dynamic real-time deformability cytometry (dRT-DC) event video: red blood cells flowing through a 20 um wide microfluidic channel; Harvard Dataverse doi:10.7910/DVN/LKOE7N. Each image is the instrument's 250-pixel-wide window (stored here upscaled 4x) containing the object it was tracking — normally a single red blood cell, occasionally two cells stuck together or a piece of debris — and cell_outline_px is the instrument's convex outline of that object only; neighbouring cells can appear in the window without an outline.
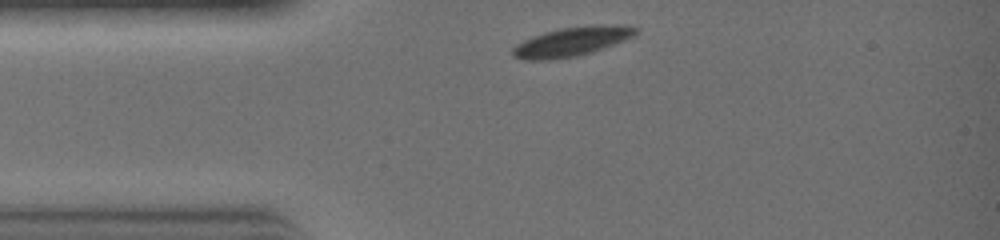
{"species": "common noctule bat (a hibernating species)", "species_latin": "Nyctalus noctula", "temperature_condition": "warm", "stored_images_in_passage": 21, "camera_frame_rate_fps": 3000, "um_per_image_px": 0.085, "animal": {"sex": "female", "body_mass_g": 19.0, "forearm_length_mm": 51.5}, "frame": {"image": 1, "passage_image": 1, "time_ms": 0.0, "image_size_px": [1000, 240], "cell_outline_px": [[640, 32], [636, 36], [592, 52], [576, 56], [548, 60], [524, 60], [512, 56], [512, 48], [516, 44], [532, 36], [544, 32], [560, 28], [596, 24], [624, 24], [636, 28]], "centroid_in_image_um": [48.63, 3.52], "position_along_channel_um": 36.4, "area_um2": 21.27}}
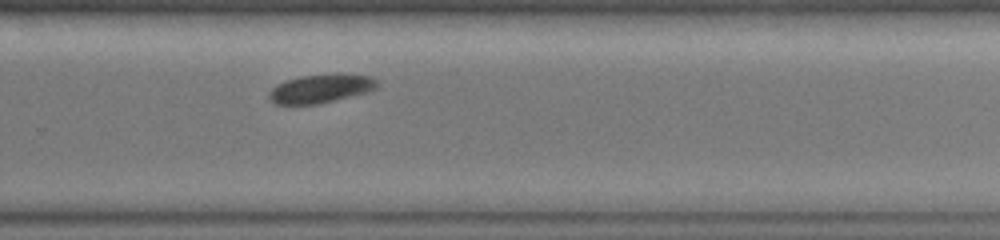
{"frame": {"image": 2, "passage_image": 15, "time_ms": 4.667, "image_size_px": [1000, 240], "cell_outline_px": [[380, 84], [376, 88], [368, 92], [320, 104], [276, 104], [268, 100], [268, 92], [276, 84], [284, 80], [300, 76], [332, 72], [340, 72], [372, 76], [380, 80]], "centroid_in_image_um": [27.31, 7.49], "position_along_channel_um": 302.5, "area_um2": 18.9}}
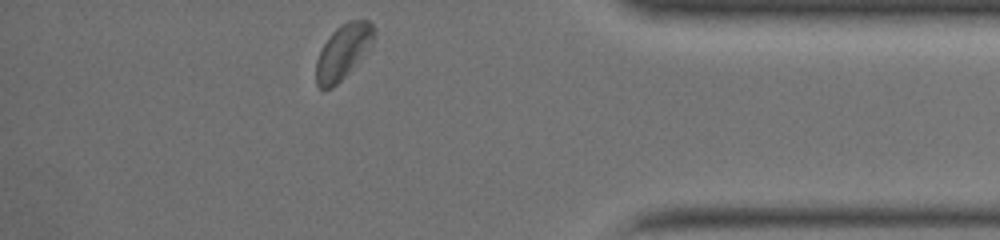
{"frame": {"image": 3, "passage_image": 21, "time_ms": 6.667, "image_size_px": [1000, 240], "cell_outline_px": [[376, 36], [372, 44], [348, 72], [332, 88], [324, 92], [316, 84], [316, 60], [324, 44], [332, 32], [340, 24], [348, 20], [368, 20], [376, 28]], "centroid_in_image_um": [29.16, 4.38], "position_along_channel_um": 406.0, "area_um2": 18.38}}